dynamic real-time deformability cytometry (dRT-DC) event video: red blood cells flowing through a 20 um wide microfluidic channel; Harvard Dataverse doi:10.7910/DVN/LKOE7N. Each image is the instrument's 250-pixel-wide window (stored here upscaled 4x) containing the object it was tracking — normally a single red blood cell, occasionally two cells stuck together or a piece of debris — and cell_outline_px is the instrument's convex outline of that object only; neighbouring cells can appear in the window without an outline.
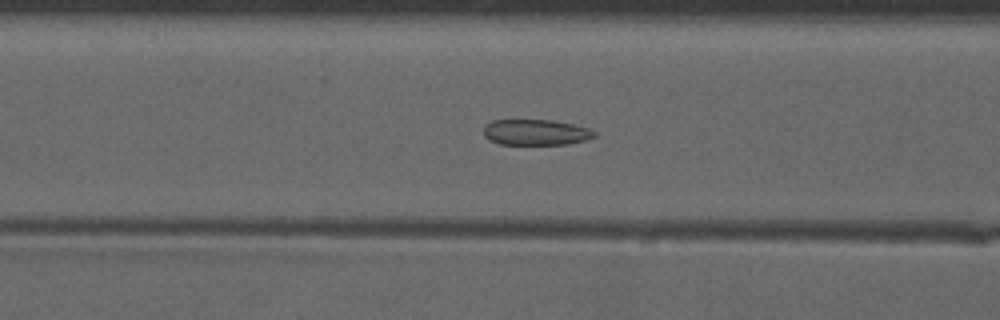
{"species": "common noctule bat (a hibernating species)", "species_latin": "Nyctalus noctula", "temperature_condition": "warm", "stored_images_in_passage": 41, "camera_frame_rate_fps": 3000, "um_per_image_px": 0.085, "animal": {"sex": "male", "forearm_length_mm": 52.5}, "frame": {"image": 1, "passage_image": 12, "time_ms": 3.667, "image_size_px": [1000, 320], "cell_outline_px": [[596, 136], [584, 140], [568, 144], [500, 144], [488, 140], [484, 136], [484, 124], [492, 120], [552, 120], [572, 124], [588, 128], [596, 132]], "centroid_in_image_um": [45.51, 11.24], "position_along_channel_um": 121.1, "area_um2": 16.65}}
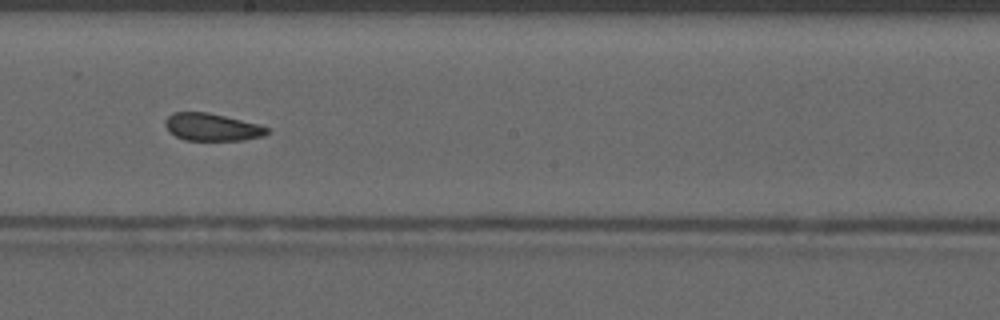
{"frame": {"image": 2, "passage_image": 20, "time_ms": 6.333, "image_size_px": [1000, 320], "cell_outline_px": [[268, 132], [260, 136], [244, 140], [184, 140], [168, 132], [164, 124], [164, 120], [172, 112], [208, 112], [260, 124], [268, 128]], "centroid_in_image_um": [17.96, 10.79], "position_along_channel_um": 230.2, "area_um2": 16.36}}
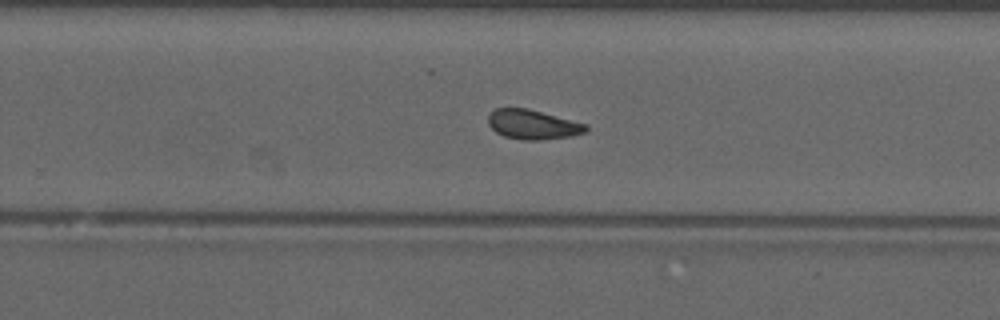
{"frame": {"image": 3, "passage_image": 24, "time_ms": 7.667, "image_size_px": [1000, 320], "cell_outline_px": [[588, 128], [584, 132], [572, 136], [540, 140], [524, 140], [504, 136], [496, 132], [488, 124], [488, 116], [496, 108], [528, 108], [588, 124]], "centroid_in_image_um": [45.3, 10.58], "position_along_channel_um": 284.5, "area_um2": 16.82}, "authors_computed_cell_mechanics": {"area_um2": 16.9932, "velocity_mm_per_s": 4.0935, "shape_relaxation_time_tau1_ms": null, "shape_relaxation_time_tau2_ms": 1.7354, "deformation_change_tau1": null, "deformation_change_tau2": 0.0781}}